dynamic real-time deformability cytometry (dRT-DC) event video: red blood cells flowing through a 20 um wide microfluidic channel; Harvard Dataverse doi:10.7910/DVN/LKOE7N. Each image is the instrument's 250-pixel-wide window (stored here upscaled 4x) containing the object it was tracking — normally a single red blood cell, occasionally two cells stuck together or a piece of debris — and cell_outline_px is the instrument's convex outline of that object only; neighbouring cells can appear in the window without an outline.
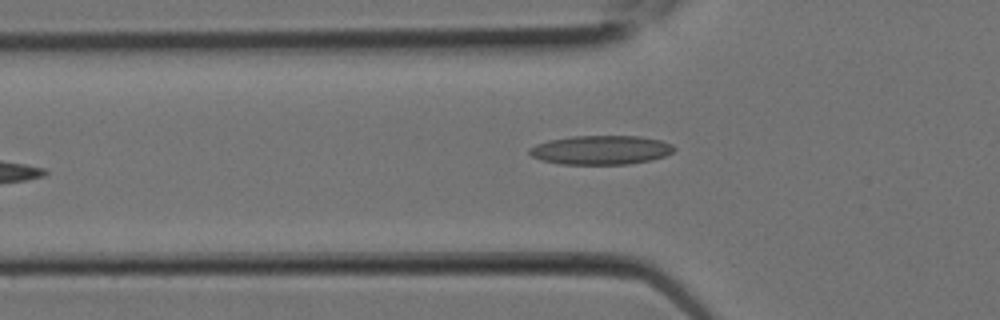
{"species": "Egyptian fruit bat (a non-hibernating species)", "species_latin": "Rousettus aegyptiacus", "temperature_condition": "room temperature", "stored_images_in_passage": 8, "camera_frame_rate_fps": 3000, "um_per_image_px": 0.085, "animal": {"sex": "female"}, "frame": {"image": 1, "passage_image": 8, "time_ms": 2.333, "image_size_px": [1000, 320], "cell_outline_px": [[676, 148], [672, 152], [664, 156], [652, 160], [628, 164], [560, 164], [540, 160], [532, 156], [528, 152], [528, 148], [536, 144], [548, 140], [572, 136], [640, 136], [660, 140], [672, 144]], "centroid_in_image_um": [51.06, 12.75], "position_along_channel_um": 74.7, "area_um2": 24.62}}